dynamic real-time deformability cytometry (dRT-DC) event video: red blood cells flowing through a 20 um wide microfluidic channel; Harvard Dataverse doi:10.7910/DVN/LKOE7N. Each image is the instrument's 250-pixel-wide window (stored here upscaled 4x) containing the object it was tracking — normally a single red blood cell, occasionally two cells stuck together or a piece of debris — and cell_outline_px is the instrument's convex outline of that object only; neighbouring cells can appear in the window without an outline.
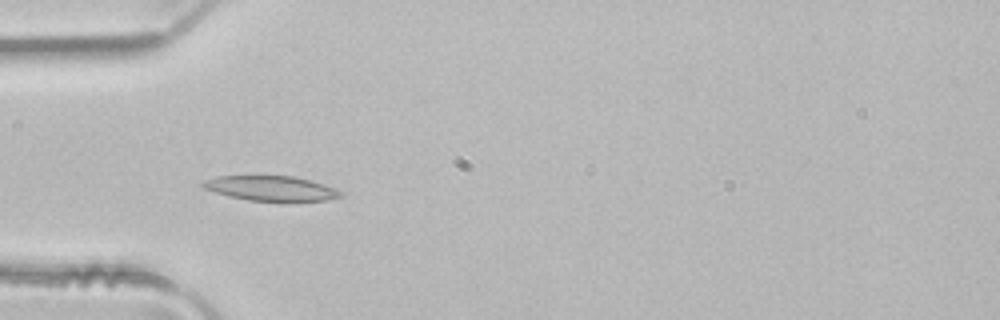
{"species": "common noctule bat (a hibernating species)", "species_latin": "Nyctalus noctula", "temperature_condition": "room temperature", "stored_images_in_passage": 5, "camera_frame_rate_fps": 3000, "um_per_image_px": 0.085, "animal": {"sex": "male", "body_mass_g": 21.5, "forearm_length_mm": 52.0}, "frame": {"image": 1, "passage_image": 4, "time_ms": 1.0, "image_size_px": [1000, 320], "cell_outline_px": [[344, 196], [324, 200], [296, 204], [288, 204], [248, 200], [228, 196], [204, 188], [200, 184], [204, 180], [216, 176], [292, 176], [308, 180], [336, 188], [344, 192]], "centroid_in_image_um": [23.11, 16.06], "position_along_channel_um": 61.9, "area_um2": 20.81}}
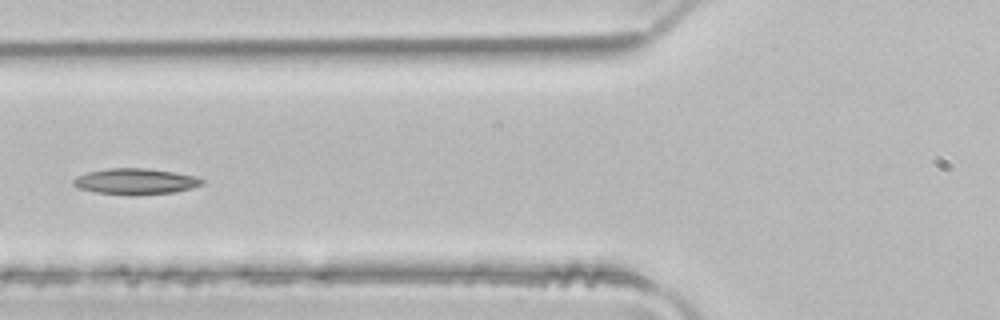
{"frame": {"image": 2, "passage_image": 5, "time_ms": 1.333, "image_size_px": [1000, 320], "cell_outline_px": [[204, 184], [192, 188], [176, 192], [128, 196], [96, 192], [80, 188], [72, 184], [72, 180], [76, 176], [88, 172], [108, 168], [144, 168], [172, 172], [196, 176], [204, 180]], "centroid_in_image_um": [11.52, 15.43], "position_along_channel_um": 114.3, "area_um2": 19.59}}